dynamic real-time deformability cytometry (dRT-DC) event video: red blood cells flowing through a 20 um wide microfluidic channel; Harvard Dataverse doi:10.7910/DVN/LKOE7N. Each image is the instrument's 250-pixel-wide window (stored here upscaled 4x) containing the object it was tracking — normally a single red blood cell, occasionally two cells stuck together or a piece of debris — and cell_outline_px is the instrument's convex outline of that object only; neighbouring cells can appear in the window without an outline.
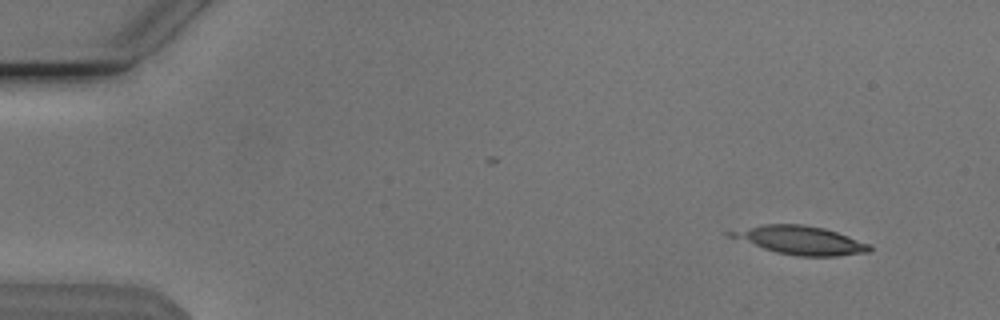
{"species": "Egyptian fruit bat (a non-hibernating species)", "species_latin": "Rousettus aegyptiacus", "temperature_condition": "cold", "stored_images_in_passage": 7, "camera_frame_rate_fps": 3000, "um_per_image_px": 0.085, "animal": {"sex": "male"}, "frame": {"image": 1, "passage_image": 1, "time_ms": 0.0, "image_size_px": [1000, 320], "cell_outline_px": [[872, 252], [836, 256], [796, 256], [776, 252], [724, 236], [724, 232], [764, 224], [800, 224], [824, 228], [872, 244]], "centroid_in_image_um": [68.01, 20.42], "position_along_channel_um": 17.0, "area_um2": 23.24}}